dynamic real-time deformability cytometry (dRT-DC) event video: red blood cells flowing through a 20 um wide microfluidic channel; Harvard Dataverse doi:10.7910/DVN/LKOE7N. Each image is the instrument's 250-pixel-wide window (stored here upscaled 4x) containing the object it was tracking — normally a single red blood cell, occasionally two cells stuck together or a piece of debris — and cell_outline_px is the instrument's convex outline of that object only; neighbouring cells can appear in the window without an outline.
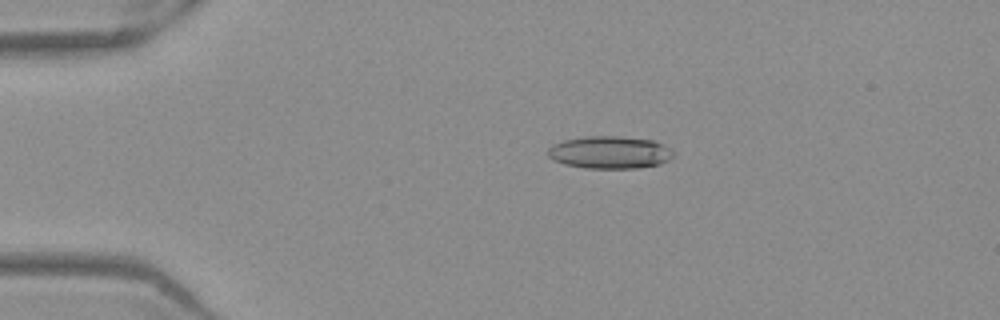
{"species": "Egyptian fruit bat (a non-hibernating species)", "species_latin": "Rousettus aegyptiacus", "temperature_condition": "warm", "stored_images_in_passage": 52, "camera_frame_rate_fps": 3000, "um_per_image_px": 0.085, "frame": {"image": 1, "passage_image": 11, "time_ms": 3.333, "image_size_px": [1000, 320], "cell_outline_px": [[676, 156], [660, 164], [636, 168], [584, 168], [564, 164], [552, 160], [548, 156], [548, 148], [552, 144], [564, 140], [588, 136], [620, 136], [652, 140], [676, 152]], "centroid_in_image_um": [51.82, 12.95], "position_along_channel_um": 33.2, "area_um2": 23.87}}
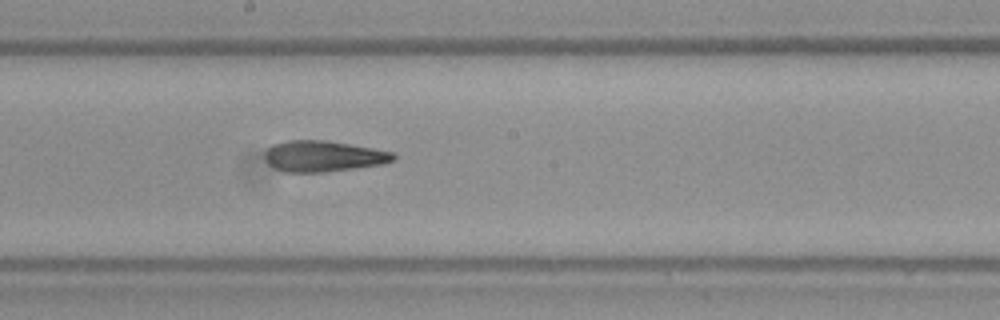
{"frame": {"image": 2, "passage_image": 29, "time_ms": 9.333, "image_size_px": [1000, 320], "cell_outline_px": [[396, 156], [392, 160], [384, 164], [324, 172], [284, 172], [268, 164], [264, 156], [264, 152], [272, 144], [288, 140], [324, 140], [396, 152]], "centroid_in_image_um": [27.46, 13.27], "position_along_channel_um": 220.7, "area_um2": 23.18}}
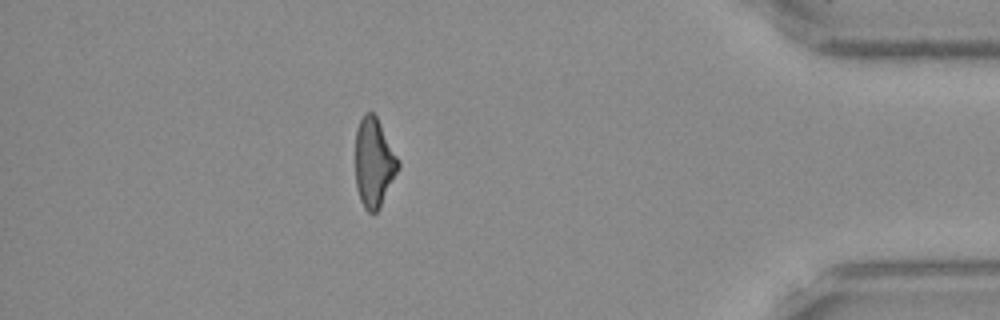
{"frame": {"image": 3, "passage_image": 46, "time_ms": 15.0, "image_size_px": [1000, 320], "cell_outline_px": [[400, 168], [380, 208], [376, 212], [368, 212], [364, 208], [360, 200], [356, 188], [356, 128], [364, 112], [372, 112], [376, 116], [400, 160]], "centroid_in_image_um": [31.8, 13.83], "position_along_channel_um": 403.4, "area_um2": 22.43}, "authors_computed_cell_mechanics": {"area_um2": 23.6691, "velocity_mm_per_s": 3.9563, "shape_relaxation_time_tau1_ms": null, "shape_relaxation_time_tau2_ms": 3.7949, "deformation_change_tau1": null, "deformation_change_tau2": 0.1531}}